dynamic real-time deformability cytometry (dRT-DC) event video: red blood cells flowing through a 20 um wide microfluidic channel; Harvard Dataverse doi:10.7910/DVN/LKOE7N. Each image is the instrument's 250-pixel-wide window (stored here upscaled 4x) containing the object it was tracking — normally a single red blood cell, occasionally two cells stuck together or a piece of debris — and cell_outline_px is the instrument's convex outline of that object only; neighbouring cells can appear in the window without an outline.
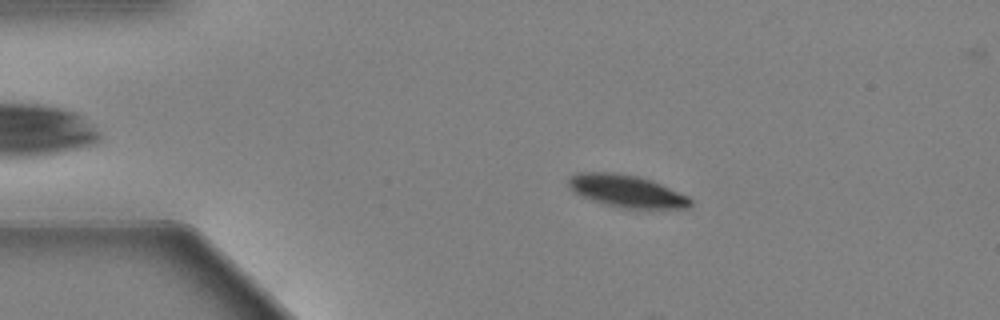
{"species": "Egyptian fruit bat (a non-hibernating species)", "species_latin": "Rousettus aegyptiacus", "temperature_condition": "warm", "stored_images_in_passage": 56, "camera_frame_rate_fps": 3000, "um_per_image_px": 0.085, "animal": {"sex": "female"}, "frame": {"image": 1, "passage_image": 11, "time_ms": 3.333, "image_size_px": [1000, 320], "cell_outline_px": [[692, 204], [688, 208], [620, 208], [604, 204], [580, 196], [572, 192], [568, 188], [568, 180], [576, 172], [616, 172], [636, 176], [652, 180], [688, 196], [692, 200]], "centroid_in_image_um": [53.22, 16.24], "position_along_channel_um": 31.8, "area_um2": 23.12}}
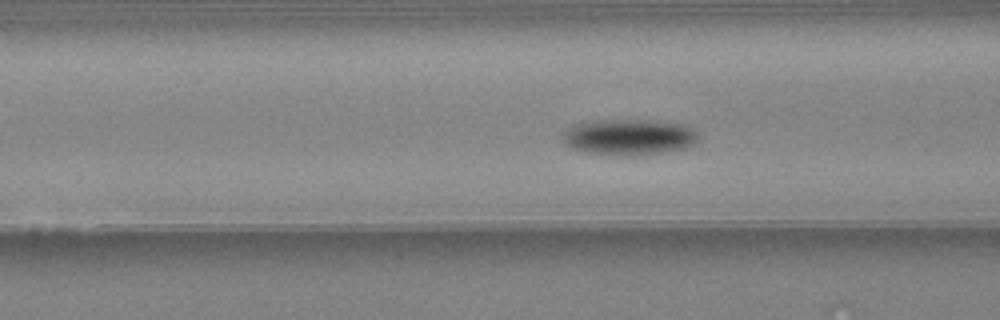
{"frame": {"image": 2, "passage_image": 22, "time_ms": 7.0, "image_size_px": [1000, 320], "cell_outline_px": [[696, 140], [692, 144], [684, 148], [664, 152], [632, 156], [584, 152], [572, 148], [564, 140], [564, 132], [572, 124], [600, 120], [648, 120], [680, 124], [692, 128], [696, 132]], "centroid_in_image_um": [53.44, 11.65], "position_along_channel_um": 113.2, "area_um2": 27.98}}
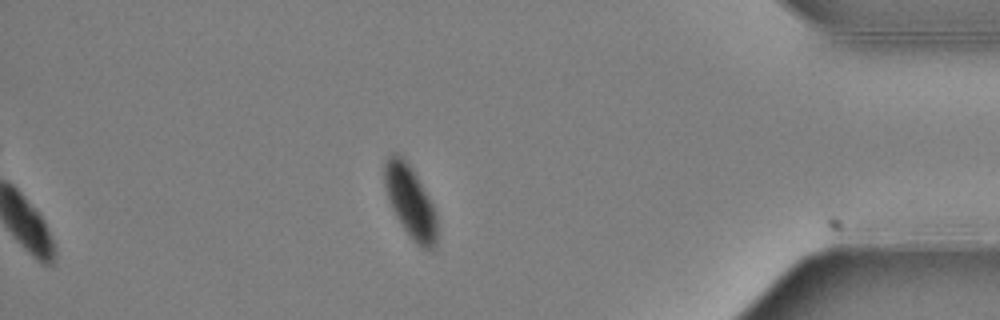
{"frame": {"image": 3, "passage_image": 49, "time_ms": 16.0, "image_size_px": [1000, 320], "cell_outline_px": [[436, 244], [432, 248], [424, 248], [416, 244], [412, 240], [396, 216], [392, 208], [384, 184], [384, 164], [388, 156], [392, 152], [396, 152], [404, 156], [412, 168], [428, 196], [436, 212]], "centroid_in_image_um": [34.85, 17.09], "position_along_channel_um": 400.3, "area_um2": 21.91}, "authors_computed_cell_mechanics": {"area_um2": 23.9581, "velocity_mm_per_s": 3.6102, "shape_relaxation_time_tau1_ms": 1.8408, "shape_relaxation_time_tau2_ms": null, "deformation_change_tau1": 0.1401, "deformation_change_tau2": null}}